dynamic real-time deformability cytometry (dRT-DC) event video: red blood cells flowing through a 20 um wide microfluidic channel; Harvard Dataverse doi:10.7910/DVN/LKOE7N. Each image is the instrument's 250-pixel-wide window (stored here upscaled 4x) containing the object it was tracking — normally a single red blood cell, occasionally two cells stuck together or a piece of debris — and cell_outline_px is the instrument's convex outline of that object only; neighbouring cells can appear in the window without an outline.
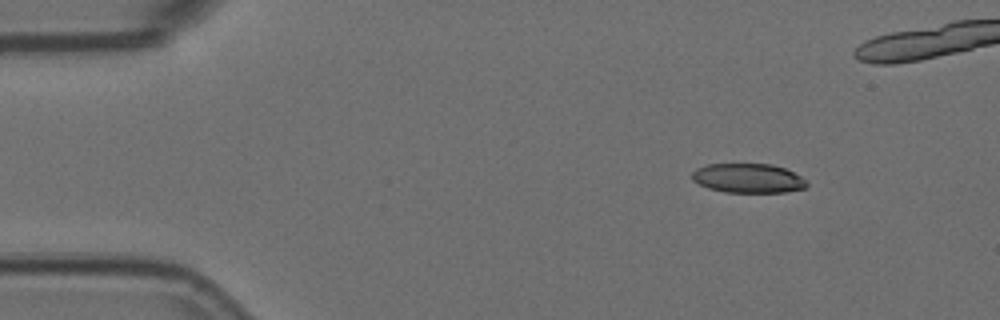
{"species": "Egyptian fruit bat (a non-hibernating species)", "species_latin": "Rousettus aegyptiacus", "temperature_condition": "room temperature", "stored_images_in_passage": 44, "camera_frame_rate_fps": 3000, "um_per_image_px": 0.085, "animal": {"sex": "female"}, "frame": {"image": 1, "passage_image": 2, "time_ms": 0.333, "image_size_px": [1000, 320], "cell_outline_px": [[808, 184], [804, 188], [784, 192], [724, 192], [708, 188], [692, 180], [692, 172], [696, 168], [708, 164], [772, 164], [784, 168], [800, 176]], "centroid_in_image_um": [63.56, 15.14], "position_along_channel_um": 21.4, "area_um2": 19.48}}
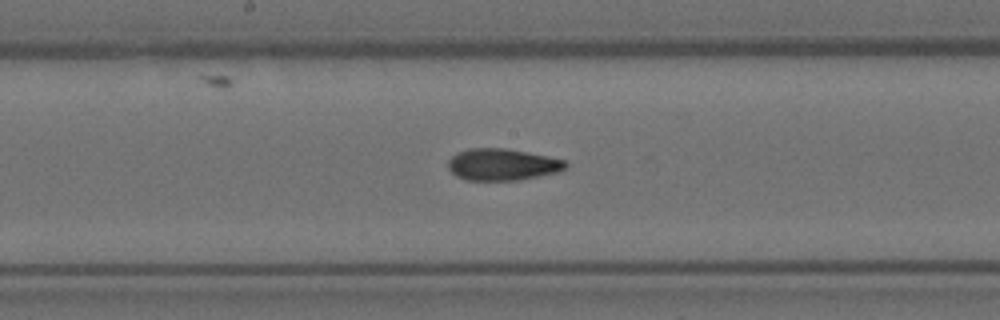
{"frame": {"image": 2, "passage_image": 24, "time_ms": 7.667, "image_size_px": [1000, 320], "cell_outline_px": [[568, 164], [564, 168], [556, 172], [520, 180], [468, 180], [456, 176], [448, 168], [448, 160], [456, 152], [468, 148], [504, 148], [548, 156], [564, 160]], "centroid_in_image_um": [42.65, 13.98], "position_along_channel_um": 205.5, "area_um2": 21.62}}
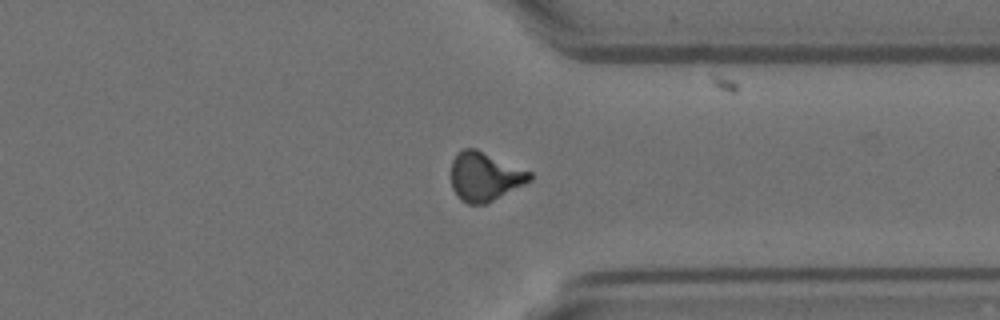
{"frame": {"image": 3, "passage_image": 38, "time_ms": 12.333, "image_size_px": [1000, 320], "cell_outline_px": [[532, 180], [488, 204], [468, 204], [460, 200], [456, 196], [452, 188], [452, 160], [464, 148], [476, 148], [532, 172]], "centroid_in_image_um": [41.22, 15.03], "position_along_channel_um": 370.2, "area_um2": 22.54}}